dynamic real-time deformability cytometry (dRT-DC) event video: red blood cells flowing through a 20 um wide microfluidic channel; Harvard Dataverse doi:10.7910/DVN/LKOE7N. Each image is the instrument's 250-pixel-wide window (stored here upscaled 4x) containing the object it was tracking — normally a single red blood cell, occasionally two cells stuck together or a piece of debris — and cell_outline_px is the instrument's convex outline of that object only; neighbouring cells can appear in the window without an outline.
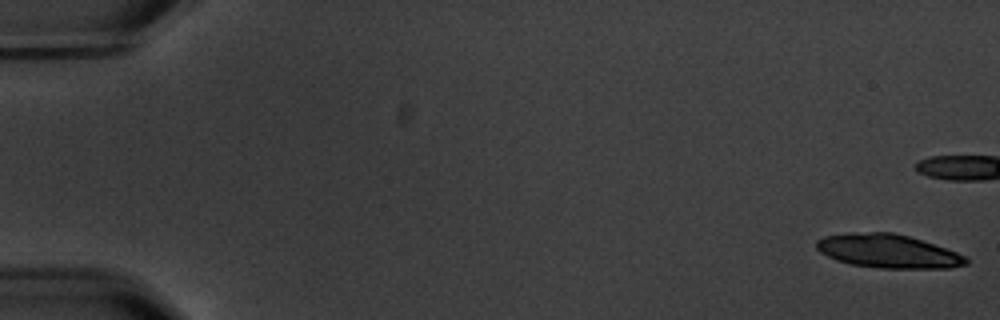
{"species": "common noctule bat (a hibernating species)", "species_latin": "Nyctalus noctula", "temperature_condition": "warm", "stored_images_in_passage": 7, "camera_frame_rate_fps": 3000, "um_per_image_px": 0.085, "animal": {"sex": "male", "body_mass_g": 20.1, "forearm_length_mm": 53.5}, "frame": {"image": 1, "passage_image": 1, "time_ms": 0.0, "image_size_px": [1000, 320], "cell_outline_px": [[968, 264], [952, 268], [880, 268], [848, 264], [836, 260], [820, 252], [816, 248], [816, 240], [824, 236], [852, 232], [892, 232], [908, 236], [968, 256]], "centroid_in_image_um": [75.47, 21.35], "position_along_channel_um": 9.5, "area_um2": 29.36}}